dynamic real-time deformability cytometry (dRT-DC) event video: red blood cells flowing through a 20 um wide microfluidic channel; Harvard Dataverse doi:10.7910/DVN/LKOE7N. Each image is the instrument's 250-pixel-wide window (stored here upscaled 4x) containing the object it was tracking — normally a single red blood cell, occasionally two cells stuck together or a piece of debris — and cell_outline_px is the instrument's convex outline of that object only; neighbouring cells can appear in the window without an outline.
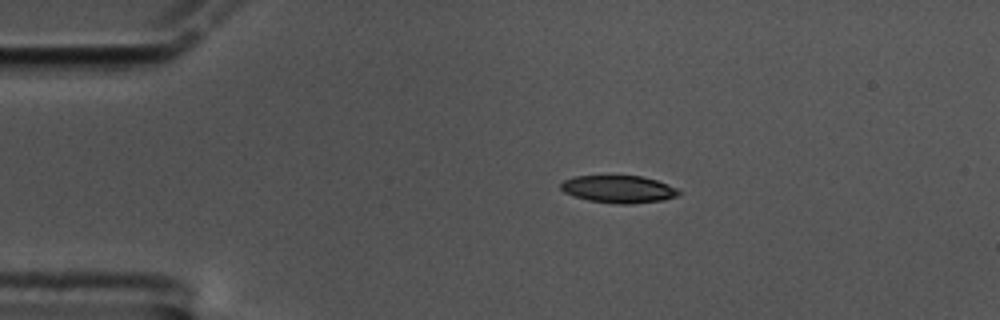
{"species": "common noctule bat (a hibernating species)", "species_latin": "Nyctalus noctula", "temperature_condition": "cold", "stored_images_in_passage": 49, "camera_frame_rate_fps": 3000, "um_per_image_px": 0.085, "animal": {"sex": "male", "body_mass_g": 17.5, "forearm_length_mm": 52.3}, "frame": {"image": 1, "passage_image": 1, "time_ms": 0.0, "image_size_px": [1000, 320], "cell_outline_px": [[680, 192], [676, 196], [664, 200], [632, 204], [616, 204], [588, 200], [572, 196], [564, 192], [560, 188], [560, 184], [564, 180], [576, 176], [640, 176], [656, 180], [680, 188]], "centroid_in_image_um": [52.59, 16.09], "position_along_channel_um": 32.4, "area_um2": 18.96}}
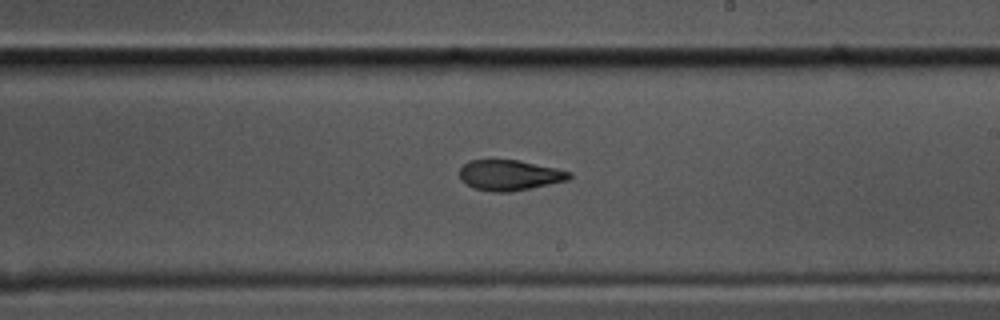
{"frame": {"image": 2, "passage_image": 24, "time_ms": 7.667, "image_size_px": [1000, 320], "cell_outline_px": [[572, 176], [568, 180], [508, 192], [492, 192], [472, 188], [460, 180], [460, 168], [468, 160], [520, 160], [556, 168], [572, 172]], "centroid_in_image_um": [43.28, 14.88], "position_along_channel_um": 245.7, "area_um2": 19.48}}
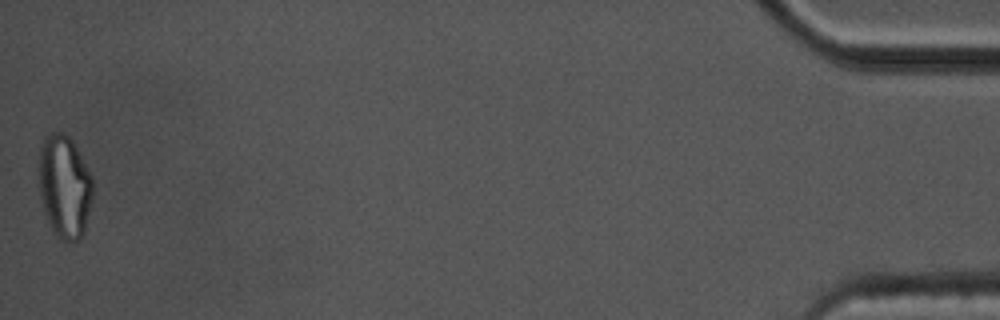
{"frame": {"image": 3, "passage_image": 49, "time_ms": 16.0, "image_size_px": [1000, 320], "cell_outline_px": [[92, 200], [84, 232], [80, 240], [72, 244], [60, 240], [52, 232], [44, 212], [40, 196], [40, 148], [44, 136], [52, 132], [60, 132], [68, 136], [72, 140], [92, 176]], "centroid_in_image_um": [5.49, 15.92], "position_along_channel_um": 429.7, "area_um2": 32.6}, "authors_computed_cell_mechanics": {"area_um2": 20.2878, "velocity_mm_per_s": 3.3551, "shape_relaxation_time_tau1_ms": 7.6974, "shape_relaxation_time_tau2_ms": 4.4912, "deformation_change_tau1": 0.205, "deformation_change_tau2": 0.123}}